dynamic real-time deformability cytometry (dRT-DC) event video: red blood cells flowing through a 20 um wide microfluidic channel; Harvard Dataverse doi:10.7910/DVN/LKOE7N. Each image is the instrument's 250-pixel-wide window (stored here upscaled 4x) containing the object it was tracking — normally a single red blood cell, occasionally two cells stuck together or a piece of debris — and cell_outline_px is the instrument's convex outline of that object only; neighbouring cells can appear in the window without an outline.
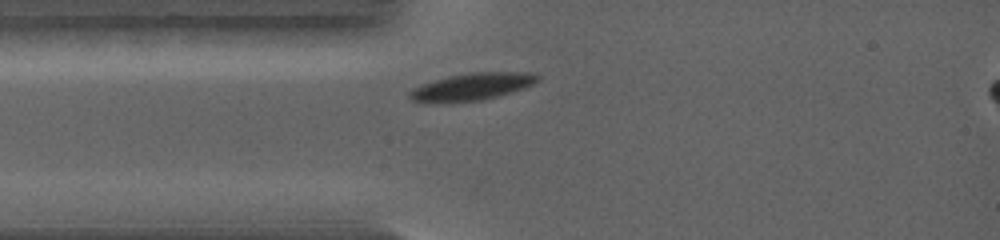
{"species": "common noctule bat (a hibernating species)", "species_latin": "Nyctalus noctula", "temperature_condition": "warm", "stored_images_in_passage": 41, "camera_frame_rate_fps": 5000, "um_per_image_px": 0.085, "animal": {"sex": "female", "body_mass_g": 19.0, "forearm_length_mm": 56.7}, "frame": {"image": 1, "passage_image": 3, "time_ms": 0.4, "image_size_px": [1000, 240], "cell_outline_px": [[540, 80], [524, 88], [512, 92], [484, 100], [452, 104], [424, 104], [412, 100], [408, 96], [408, 92], [412, 88], [420, 84], [448, 76], [472, 72], [532, 72], [540, 76]], "centroid_in_image_um": [40.04, 7.41], "position_along_channel_um": 45.0, "area_um2": 21.15}}
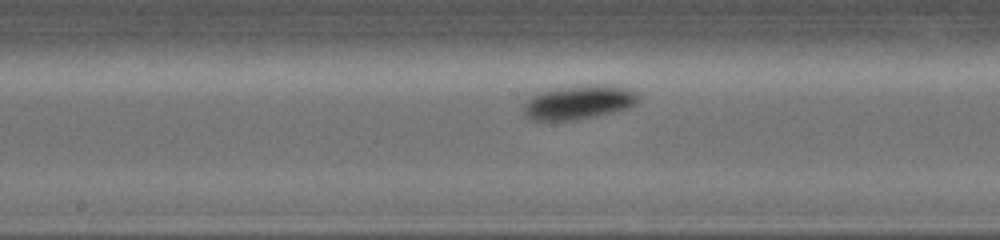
{"frame": {"image": 2, "passage_image": 18, "time_ms": 3.4, "image_size_px": [1000, 240], "cell_outline_px": [[640, 96], [636, 104], [628, 108], [612, 112], [576, 120], [532, 120], [524, 116], [524, 104], [532, 96], [556, 88], [584, 84], [612, 84], [632, 88]], "centroid_in_image_um": [49.27, 8.67], "position_along_channel_um": 198.9, "area_um2": 23.0}}
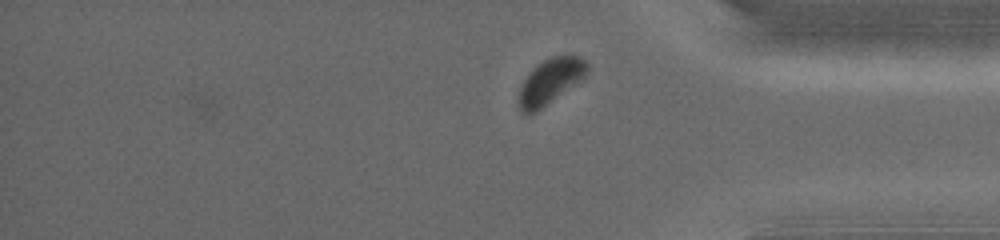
{"frame": {"image": 3, "passage_image": 37, "time_ms": 7.2, "image_size_px": [1000, 240], "cell_outline_px": [[588, 72], [580, 80], [536, 112], [524, 112], [520, 108], [520, 88], [524, 80], [532, 68], [544, 60], [552, 56], [580, 56], [588, 64]], "centroid_in_image_um": [46.8, 6.87], "position_along_channel_um": 388.4, "area_um2": 17.4}}